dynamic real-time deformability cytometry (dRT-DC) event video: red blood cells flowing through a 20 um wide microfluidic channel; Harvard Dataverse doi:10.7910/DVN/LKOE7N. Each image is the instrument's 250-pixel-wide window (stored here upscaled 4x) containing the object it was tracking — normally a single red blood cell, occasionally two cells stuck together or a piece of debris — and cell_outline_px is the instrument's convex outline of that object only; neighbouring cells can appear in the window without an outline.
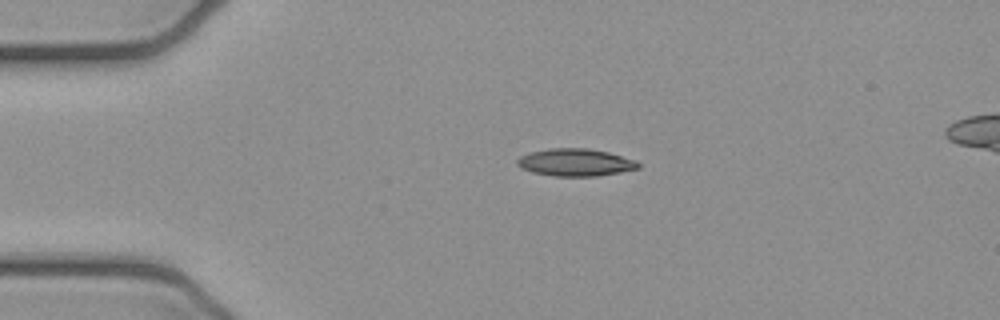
{"species": "common noctule bat (a hibernating species)", "species_latin": "Nyctalus noctula", "temperature_condition": "cold", "stored_images_in_passage": 41, "camera_frame_rate_fps": 3000, "um_per_image_px": 0.085, "animal": {"sex": "female", "body_mass_g": 21.9}, "frame": {"image": 1, "passage_image": 1, "time_ms": 0.0, "image_size_px": [1000, 320], "cell_outline_px": [[640, 168], [620, 172], [596, 176], [552, 176], [532, 172], [520, 168], [516, 164], [516, 160], [520, 156], [532, 152], [548, 148], [588, 148], [608, 152], [636, 160], [640, 164]], "centroid_in_image_um": [48.9, 13.8], "position_along_channel_um": 36.1, "area_um2": 19.42}}
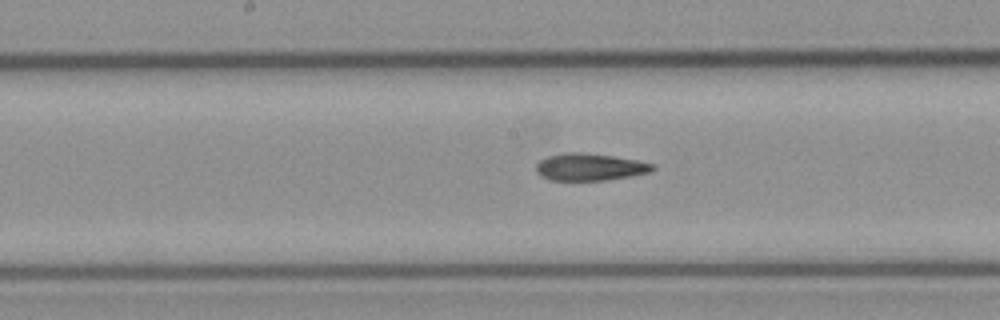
{"frame": {"image": 2, "passage_image": 16, "time_ms": 5.0, "image_size_px": [1000, 320], "cell_outline_px": [[656, 168], [652, 172], [632, 176], [604, 180], [552, 180], [540, 176], [536, 172], [536, 164], [540, 160], [548, 156], [564, 152], [580, 152], [612, 156], [636, 160], [656, 164]], "centroid_in_image_um": [50.15, 14.19], "position_along_channel_um": 198.0, "area_um2": 18.55}}
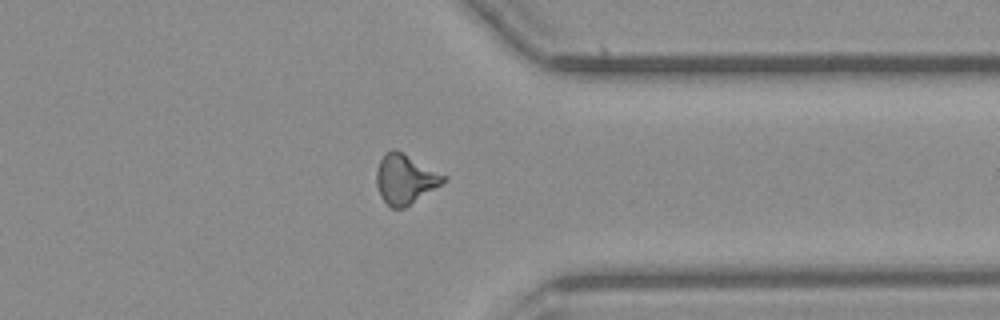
{"frame": {"image": 3, "passage_image": 30, "time_ms": 9.667, "image_size_px": [1000, 320], "cell_outline_px": [[448, 176], [440, 184], [404, 208], [392, 208], [380, 196], [376, 184], [376, 172], [380, 160], [384, 152], [392, 148], [396, 148]], "centroid_in_image_um": [34.4, 15.17], "position_along_channel_um": 377.0, "area_um2": 19.31}, "authors_computed_cell_mechanics": {"area_um2": 18.6694, "velocity_mm_per_s": 3.9486, "shape_relaxation_time_tau1_ms": null, "shape_relaxation_time_tau2_ms": 4.0339, "deformation_change_tau1": null, "deformation_change_tau2": 0.1337}}